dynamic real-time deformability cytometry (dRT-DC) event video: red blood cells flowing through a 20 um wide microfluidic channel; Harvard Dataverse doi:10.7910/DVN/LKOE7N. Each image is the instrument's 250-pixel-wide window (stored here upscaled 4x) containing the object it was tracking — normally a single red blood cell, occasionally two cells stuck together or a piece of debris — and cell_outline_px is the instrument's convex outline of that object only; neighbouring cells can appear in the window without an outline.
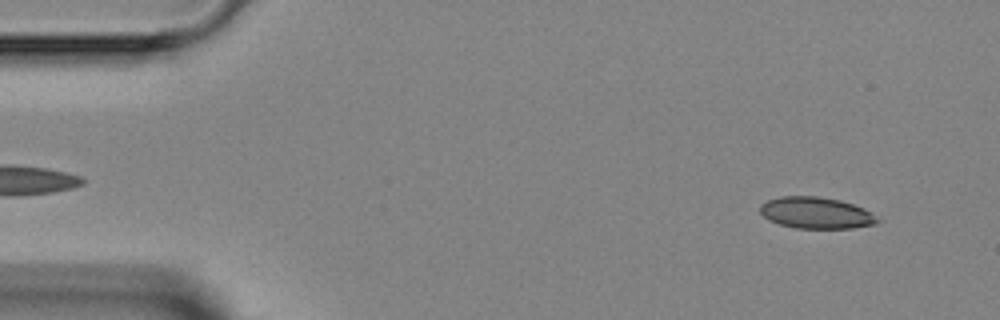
{"species": "Egyptian fruit bat (a non-hibernating species)", "species_latin": "Rousettus aegyptiacus", "temperature_condition": "room temperature", "stored_images_in_passage": 4, "camera_frame_rate_fps": 3000, "um_per_image_px": 0.085, "animal": {"sex": "female"}, "frame": {"image": 1, "passage_image": 4, "time_ms": 5.0, "image_size_px": [1000, 320], "cell_outline_px": [[880, 220], [876, 224], [852, 228], [796, 228], [780, 224], [768, 220], [760, 212], [760, 204], [768, 200], [780, 196], [816, 196], [840, 200], [864, 208]], "centroid_in_image_um": [69.35, 18.09], "position_along_channel_um": 15.7, "area_um2": 21.44}}